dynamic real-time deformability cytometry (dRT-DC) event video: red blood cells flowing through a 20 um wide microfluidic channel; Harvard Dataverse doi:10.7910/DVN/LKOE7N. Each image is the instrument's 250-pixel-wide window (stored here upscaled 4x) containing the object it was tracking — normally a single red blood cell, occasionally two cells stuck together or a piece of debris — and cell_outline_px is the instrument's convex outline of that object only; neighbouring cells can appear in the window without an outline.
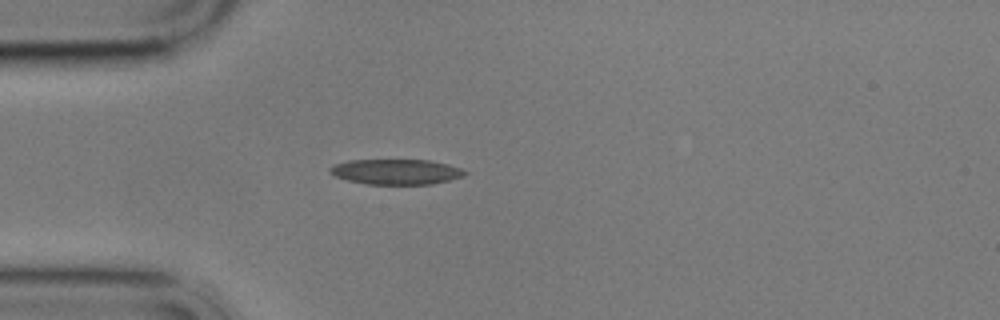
{"species": "common noctule bat (a hibernating species)", "species_latin": "Nyctalus noctula", "temperature_condition": "cold", "stored_images_in_passage": 1, "camera_frame_rate_fps": 3000, "um_per_image_px": 0.085, "animal": {"sex": "male", "body_mass_g": 17.9}, "frame": {"image": 1, "passage_image": 1, "time_ms": 0.0, "image_size_px": [1000, 320], "cell_outline_px": [[468, 172], [464, 176], [432, 184], [368, 184], [348, 180], [336, 176], [328, 172], [328, 168], [332, 164], [348, 160], [428, 160], [448, 164], [460, 168]], "centroid_in_image_um": [33.64, 14.59], "position_along_channel_um": 51.4, "area_um2": 19.88}}